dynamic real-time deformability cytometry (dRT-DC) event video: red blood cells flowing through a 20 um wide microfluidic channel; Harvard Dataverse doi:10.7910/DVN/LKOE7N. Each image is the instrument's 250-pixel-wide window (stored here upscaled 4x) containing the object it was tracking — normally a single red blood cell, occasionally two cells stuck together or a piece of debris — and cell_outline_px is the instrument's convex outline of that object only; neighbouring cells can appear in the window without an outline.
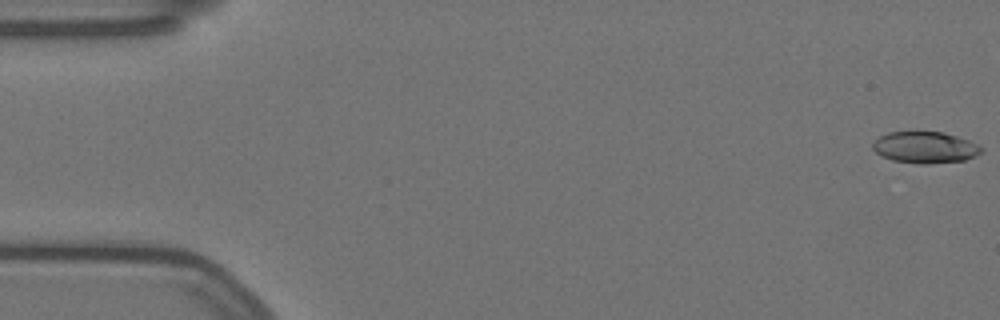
{"species": "Egyptian fruit bat (a non-hibernating species)", "species_latin": "Rousettus aegyptiacus", "temperature_condition": "warm", "stored_images_in_passage": 39, "camera_frame_rate_fps": 3000, "um_per_image_px": 0.085, "animal": {"sex": "female"}, "frame": {"image": 1, "passage_image": 1, "time_ms": 0.0, "image_size_px": [1000, 320], "cell_outline_px": [[984, 152], [976, 156], [964, 160], [928, 164], [916, 164], [892, 160], [880, 156], [872, 148], [872, 144], [880, 136], [888, 132], [912, 128], [944, 132], [968, 140], [984, 148]], "centroid_in_image_um": [78.6, 12.48], "position_along_channel_um": 6.4, "area_um2": 20.87}}
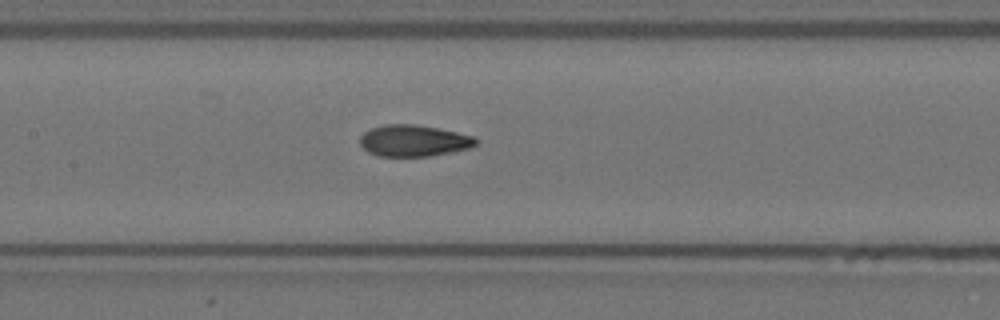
{"frame": {"image": 2, "passage_image": 27, "time_ms": 8.667, "image_size_px": [1000, 320], "cell_outline_px": [[476, 144], [468, 148], [452, 152], [432, 156], [380, 156], [368, 152], [360, 144], [360, 136], [364, 132], [372, 128], [384, 124], [416, 124], [456, 132], [472, 136], [476, 140]], "centroid_in_image_um": [35.13, 11.96], "position_along_channel_um": 172.3, "area_um2": 21.1}}
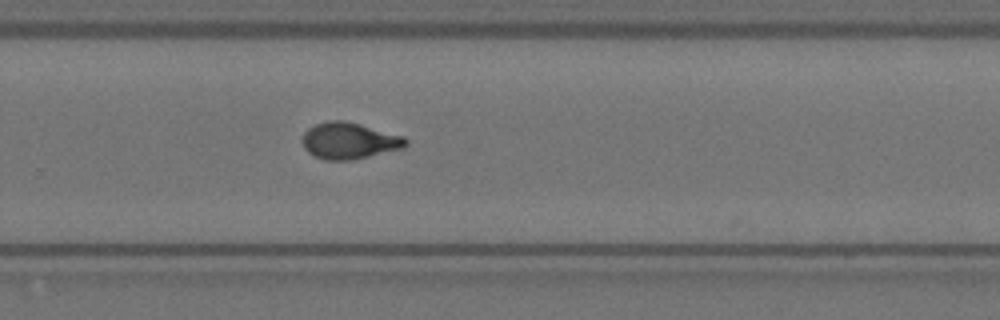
{"frame": {"image": 3, "passage_image": 38, "time_ms": 12.333, "image_size_px": [1000, 320], "cell_outline_px": [[408, 144], [404, 148], [352, 160], [324, 160], [308, 152], [304, 148], [300, 140], [304, 132], [308, 128], [316, 124], [328, 120], [344, 120], [360, 124], [404, 136], [408, 140]], "centroid_in_image_um": [29.67, 11.96], "position_along_channel_um": 300.1, "area_um2": 22.14}}